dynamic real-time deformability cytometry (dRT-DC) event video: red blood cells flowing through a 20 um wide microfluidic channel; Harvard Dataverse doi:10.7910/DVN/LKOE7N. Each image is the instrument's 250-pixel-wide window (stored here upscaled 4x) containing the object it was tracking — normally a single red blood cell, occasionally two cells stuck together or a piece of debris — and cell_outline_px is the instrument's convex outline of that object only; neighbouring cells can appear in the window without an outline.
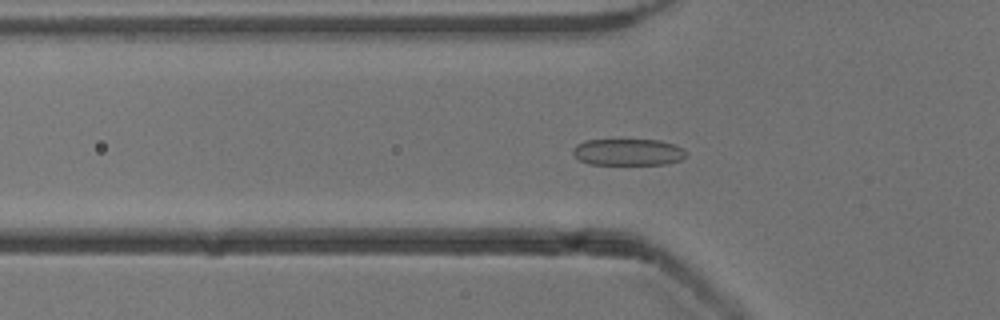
{"species": "common noctule bat (a hibernating species)", "species_latin": "Nyctalus noctula", "temperature_condition": "cold", "stored_images_in_passage": 50, "segment_of_instrument_passage": [1, 2], "camera_frame_rate_fps": 3000, "um_per_image_px": 0.085, "animal": {"sex": "male", "body_mass_g": 13.3}, "frame": {"image": 1, "passage_image": 14, "time_ms": 4.333, "image_size_px": [1000, 320], "cell_outline_px": [[688, 152], [680, 160], [664, 164], [588, 164], [580, 160], [572, 152], [572, 148], [576, 144], [584, 140], [660, 140], [676, 144], [684, 148]], "centroid_in_image_um": [53.39, 12.92], "position_along_channel_um": 72.4, "area_um2": 17.69}}
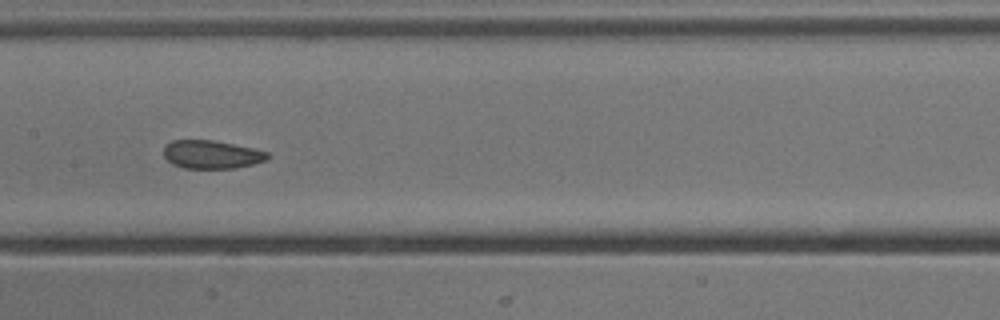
{"frame": {"image": 2, "passage_image": 23, "time_ms": 7.333, "image_size_px": [1000, 320], "cell_outline_px": [[268, 160], [236, 168], [184, 168], [172, 164], [164, 156], [164, 144], [172, 140], [212, 140], [252, 148], [268, 152]], "centroid_in_image_um": [17.96, 13.13], "position_along_channel_um": 189.4, "area_um2": 17.05}}
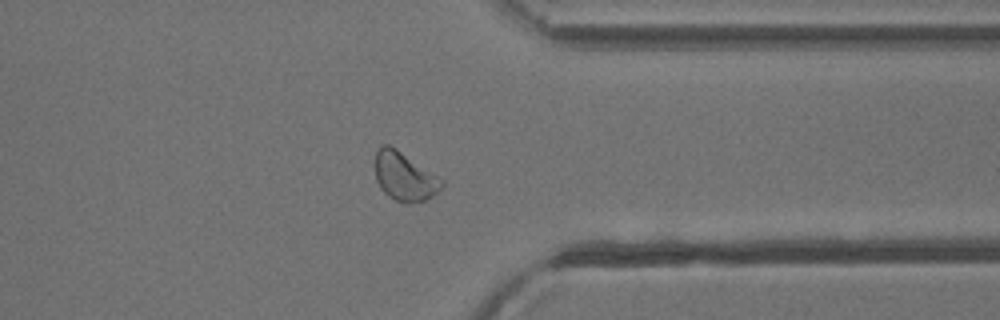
{"frame": {"image": 3, "passage_image": 38, "time_ms": 12.333, "image_size_px": [1000, 320], "cell_outline_px": [[444, 184], [432, 196], [424, 200], [408, 204], [404, 204], [388, 196], [380, 188], [376, 180], [372, 164], [376, 152], [380, 144], [388, 144], [396, 148], [444, 180]], "centroid_in_image_um": [34.31, 14.98], "position_along_channel_um": 377.1, "area_um2": 19.19}}